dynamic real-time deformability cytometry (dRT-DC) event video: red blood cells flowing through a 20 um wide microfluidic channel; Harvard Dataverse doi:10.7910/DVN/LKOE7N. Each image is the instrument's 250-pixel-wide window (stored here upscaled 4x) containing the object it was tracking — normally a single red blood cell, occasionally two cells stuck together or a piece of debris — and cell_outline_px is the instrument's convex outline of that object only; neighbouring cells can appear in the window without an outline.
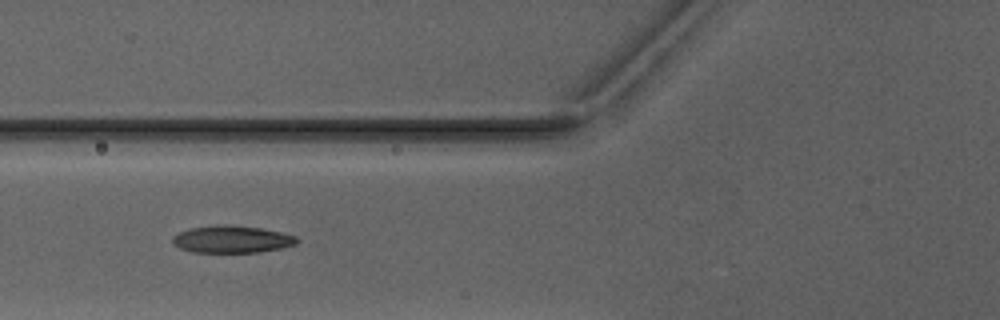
{"species": "Egyptian fruit bat (a non-hibernating species)", "species_latin": "Rousettus aegyptiacus", "temperature_condition": "warm", "stored_images_in_passage": 2, "camera_frame_rate_fps": 3000, "um_per_image_px": 0.085, "animal": {"sex": "male"}, "frame": {"image": 1, "passage_image": 2, "time_ms": 1.0, "image_size_px": [1000, 320], "cell_outline_px": [[300, 240], [296, 244], [280, 248], [260, 252], [192, 252], [180, 248], [172, 244], [172, 236], [180, 232], [192, 228], [216, 224], [224, 224], [260, 228], [280, 232], [296, 236]], "centroid_in_image_um": [19.7, 20.34], "position_along_channel_um": 106.1, "area_um2": 19.71}}